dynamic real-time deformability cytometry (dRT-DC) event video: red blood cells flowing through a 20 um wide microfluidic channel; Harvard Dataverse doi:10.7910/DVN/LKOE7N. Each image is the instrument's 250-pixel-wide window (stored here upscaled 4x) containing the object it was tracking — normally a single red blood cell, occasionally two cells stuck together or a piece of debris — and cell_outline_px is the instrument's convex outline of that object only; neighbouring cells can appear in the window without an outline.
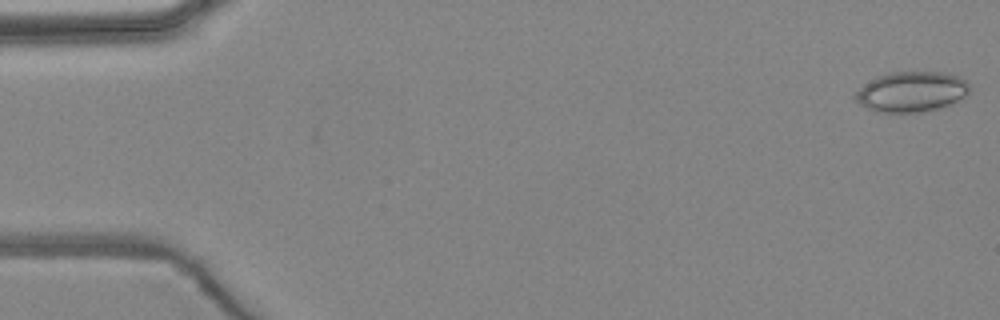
{"species": "common noctule bat (a hibernating species)", "species_latin": "Nyctalus noctula", "temperature_condition": "warm", "stored_images_in_passage": 6, "camera_frame_rate_fps": 3000, "um_per_image_px": 0.085, "animal": {"sex": "female", "body_mass_g": 24.6, "forearm_length_mm": 56.2}, "frame": {"image": 1, "passage_image": 1, "time_ms": 0.0, "image_size_px": [1000, 320], "cell_outline_px": [[968, 92], [964, 96], [952, 104], [940, 108], [920, 112], [880, 112], [868, 108], [860, 104], [852, 96], [860, 88], [876, 76], [888, 72], [944, 72], [956, 76], [964, 80], [968, 84]], "centroid_in_image_um": [77.45, 7.79], "position_along_channel_um": 7.5, "area_um2": 26.65}}